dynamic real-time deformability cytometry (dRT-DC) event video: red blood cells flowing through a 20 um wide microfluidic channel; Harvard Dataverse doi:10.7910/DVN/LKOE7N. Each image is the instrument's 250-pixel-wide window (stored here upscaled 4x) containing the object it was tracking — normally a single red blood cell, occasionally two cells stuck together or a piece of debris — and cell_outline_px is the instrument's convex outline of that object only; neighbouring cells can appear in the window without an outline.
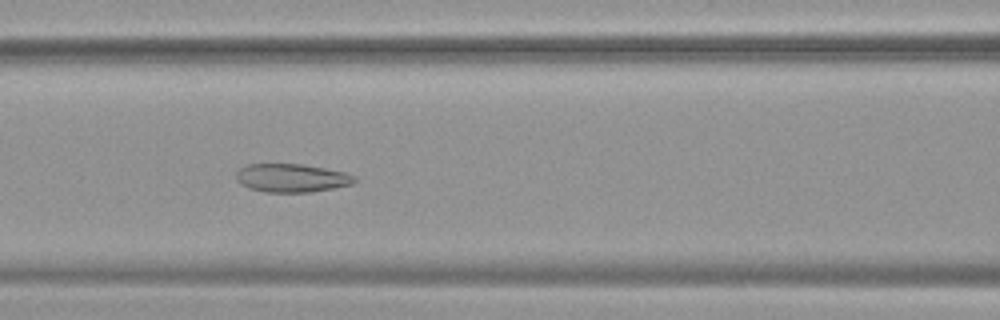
{"species": "common noctule bat (a hibernating species)", "species_latin": "Nyctalus noctula", "temperature_condition": "warm", "stored_images_in_passage": 54, "camera_frame_rate_fps": 3000, "um_per_image_px": 0.085, "animal": {"sex": "female", "body_mass_g": 19.9}, "frame": {"image": 1, "passage_image": 24, "time_ms": 7.667, "image_size_px": [1000, 320], "cell_outline_px": [[356, 180], [352, 184], [336, 188], [312, 192], [264, 192], [248, 188], [240, 184], [236, 180], [236, 172], [240, 168], [248, 164], [304, 164], [348, 172], [356, 176]], "centroid_in_image_um": [24.82, 15.13], "position_along_channel_um": 141.8, "area_um2": 19.94}}
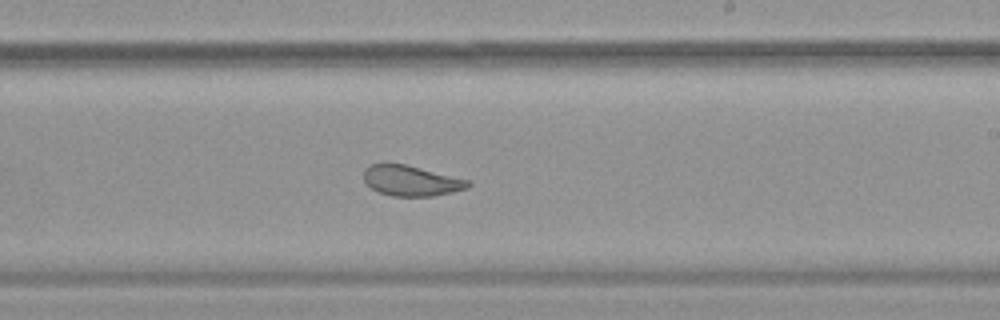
{"frame": {"image": 2, "passage_image": 33, "time_ms": 10.667, "image_size_px": [1000, 320], "cell_outline_px": [[472, 184], [468, 188], [452, 192], [432, 196], [392, 196], [380, 192], [372, 188], [364, 180], [364, 168], [368, 164], [404, 164], [472, 180]], "centroid_in_image_um": [34.99, 15.36], "position_along_channel_um": 254.0, "area_um2": 18.5}}
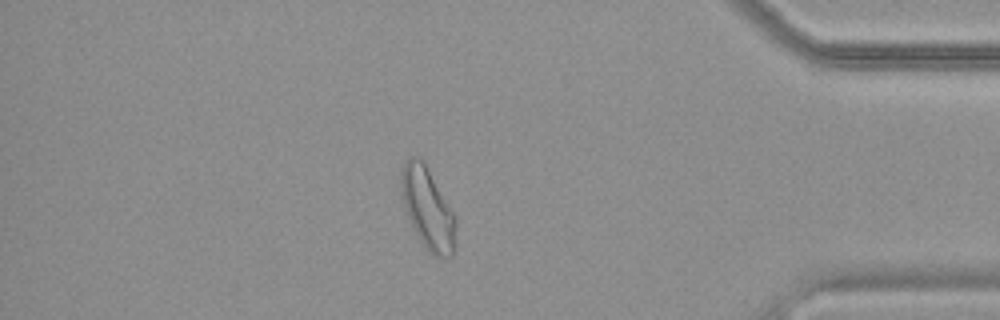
{"frame": {"image": 3, "passage_image": 47, "time_ms": 15.333, "image_size_px": [1000, 320], "cell_outline_px": [[456, 240], [452, 256], [436, 256], [428, 252], [420, 240], [408, 216], [404, 204], [400, 188], [400, 168], [404, 160], [408, 156], [420, 156], [424, 160], [456, 216]], "centroid_in_image_um": [36.35, 17.64], "position_along_channel_um": 398.8, "area_um2": 26.3}, "authors_computed_cell_mechanics": {"area_um2": 25.4609, "velocity_mm_per_s": 3.7689, "shape_relaxation_time_tau1_ms": null, "shape_relaxation_time_tau2_ms": 1.6444, "deformation_change_tau1": null, "deformation_change_tau2": 0.0836}}